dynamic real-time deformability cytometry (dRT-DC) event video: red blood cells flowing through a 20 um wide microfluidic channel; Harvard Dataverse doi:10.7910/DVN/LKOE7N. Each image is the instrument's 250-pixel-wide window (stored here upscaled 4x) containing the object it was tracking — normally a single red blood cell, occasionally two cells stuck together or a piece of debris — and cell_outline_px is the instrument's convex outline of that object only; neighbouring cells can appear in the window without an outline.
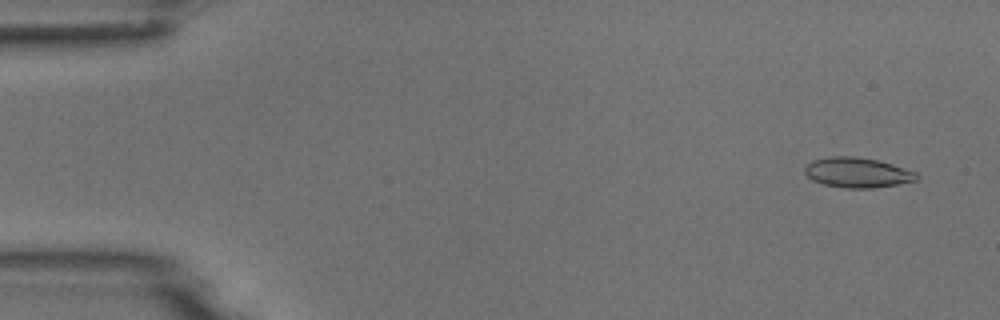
{"species": "common noctule bat (a hibernating species)", "species_latin": "Nyctalus noctula", "temperature_condition": "room temperature", "stored_images_in_passage": 53, "camera_frame_rate_fps": 3000, "um_per_image_px": 0.085, "animal": {"sex": "male", "body_mass_g": 18.8}, "frame": {"image": 1, "passage_image": 3, "time_ms": 0.667, "image_size_px": [1000, 320], "cell_outline_px": [[920, 176], [916, 180], [896, 184], [872, 188], [844, 188], [824, 184], [812, 180], [804, 172], [804, 164], [812, 160], [828, 156], [856, 156], [876, 160], [892, 164], [916, 172]], "centroid_in_image_um": [72.83, 14.65], "position_along_channel_um": 12.2, "area_um2": 19.65}}
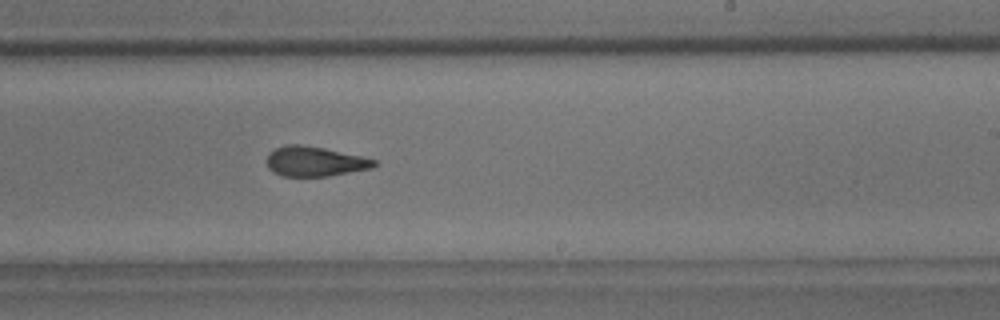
{"frame": {"image": 2, "passage_image": 32, "time_ms": 10.333, "image_size_px": [1000, 320], "cell_outline_px": [[380, 164], [372, 168], [328, 176], [280, 176], [272, 172], [268, 168], [268, 152], [276, 148], [288, 144], [300, 144], [324, 148], [360, 156], [376, 160]], "centroid_in_image_um": [26.75, 13.72], "position_along_channel_um": 262.2, "area_um2": 18.67}}
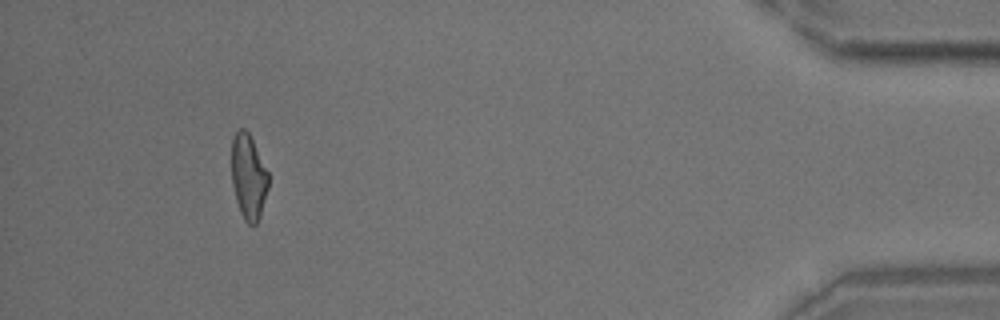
{"frame": {"image": 3, "passage_image": 49, "time_ms": 16.0, "image_size_px": [1000, 320], "cell_outline_px": [[268, 188], [260, 216], [256, 224], [248, 224], [244, 220], [240, 212], [236, 200], [232, 184], [232, 140], [236, 132], [240, 128], [244, 128], [248, 132], [268, 172]], "centroid_in_image_um": [21.11, 15.05], "position_along_channel_um": 414.1, "area_um2": 18.03}}